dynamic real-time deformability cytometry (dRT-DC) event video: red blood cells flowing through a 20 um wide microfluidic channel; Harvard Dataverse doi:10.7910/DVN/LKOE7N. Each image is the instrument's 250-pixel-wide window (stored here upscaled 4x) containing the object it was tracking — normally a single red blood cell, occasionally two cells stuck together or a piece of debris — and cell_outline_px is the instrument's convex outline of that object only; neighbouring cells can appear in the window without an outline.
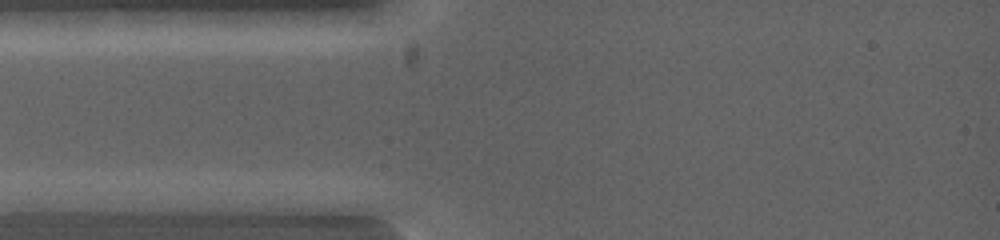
{"species": "common noctule bat (a hibernating species)", "species_latin": "Nyctalus noctula", "temperature_condition": "warm", "stored_images_in_passage": 3, "segment_of_instrument_passage": [1, 2], "camera_frame_rate_fps": 5000, "um_per_image_px": 0.085, "animal": {"sex": "female", "body_mass_g": 19.0, "forearm_length_mm": 53.3}, "frame": {"image": 1, "passage_image": 1, "time_ms": 0.0, "image_size_px": [1000, 240], "cell_outline_px": [[112, 200], [100, 208], [60, 212], [12, 200], [28, 192], [104, 192]], "centroid_in_image_um": [5.56, 17.04], "position_along_channel_um": 79.4, "area_um2": 10.4}}